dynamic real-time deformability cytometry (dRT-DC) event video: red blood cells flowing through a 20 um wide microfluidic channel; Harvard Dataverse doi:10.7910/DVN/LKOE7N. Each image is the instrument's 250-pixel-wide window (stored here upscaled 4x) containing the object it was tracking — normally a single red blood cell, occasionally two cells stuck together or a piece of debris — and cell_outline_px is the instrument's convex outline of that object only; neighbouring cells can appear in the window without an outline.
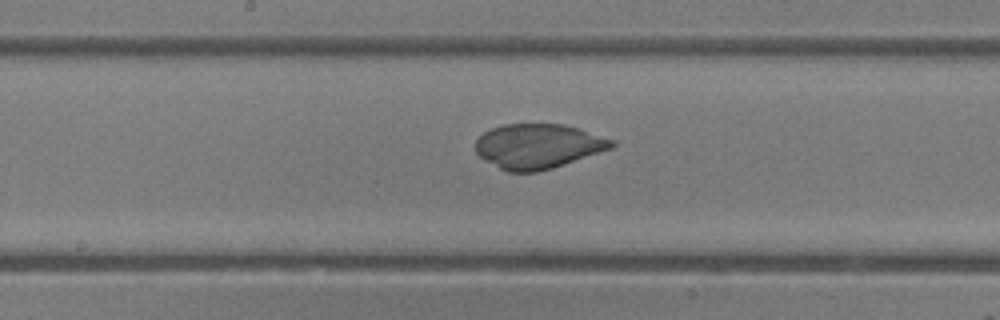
{"species": "common noctule bat (a hibernating species)", "species_latin": "Nyctalus noctula", "temperature_condition": "room temperature", "stored_images_in_passage": 48, "camera_frame_rate_fps": 3000, "um_per_image_px": 0.085, "animal": {"sex": "female"}, "frame": {"image": 1, "passage_image": 25, "time_ms": 8.0, "image_size_px": [1000, 320], "cell_outline_px": [[616, 144], [612, 148], [552, 168], [536, 172], [508, 172], [484, 160], [476, 152], [476, 140], [484, 132], [500, 124], [564, 124], [616, 140]], "centroid_in_image_um": [45.73, 12.42], "position_along_channel_um": 202.5, "area_um2": 35.37}}
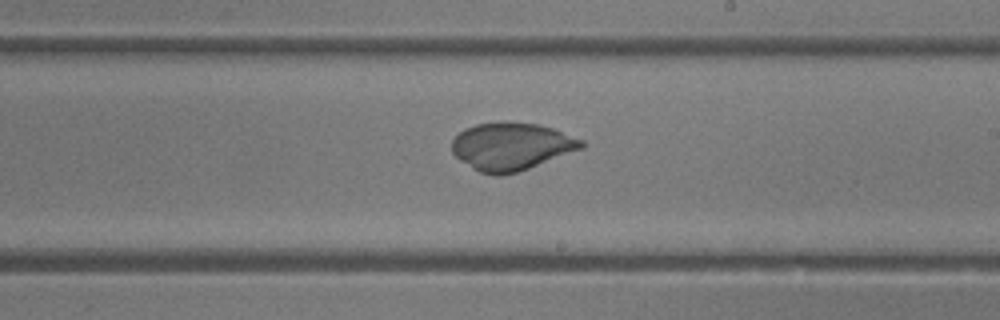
{"frame": {"image": 2, "passage_image": 28, "time_ms": 9.0, "image_size_px": [1000, 320], "cell_outline_px": [[584, 148], [528, 168], [516, 172], [500, 176], [496, 176], [480, 172], [472, 168], [460, 160], [452, 152], [452, 140], [464, 128], [476, 124], [504, 120], [540, 124], [552, 128], [584, 140]], "centroid_in_image_um": [43.46, 12.42], "position_along_channel_um": 245.5, "area_um2": 36.18}}
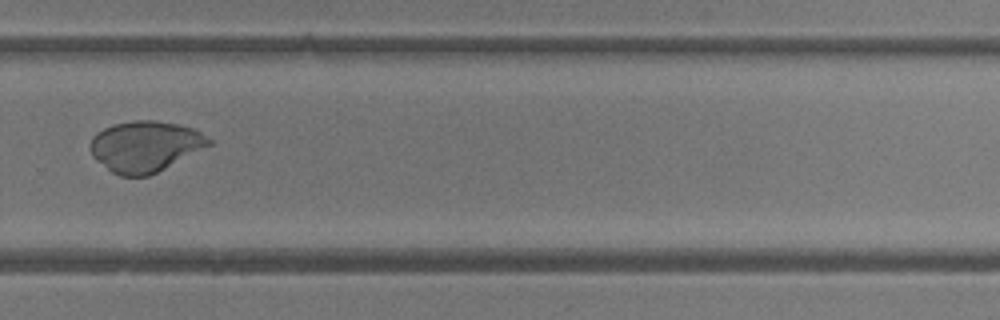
{"frame": {"image": 3, "passage_image": 33, "time_ms": 10.667, "image_size_px": [1000, 320], "cell_outline_px": [[212, 144], [148, 176], [120, 176], [112, 172], [96, 160], [92, 156], [92, 136], [96, 132], [112, 124], [136, 120], [152, 120], [176, 124], [192, 128], [200, 132], [212, 140]], "centroid_in_image_um": [12.32, 12.43], "position_along_channel_um": 317.5, "area_um2": 34.68}}